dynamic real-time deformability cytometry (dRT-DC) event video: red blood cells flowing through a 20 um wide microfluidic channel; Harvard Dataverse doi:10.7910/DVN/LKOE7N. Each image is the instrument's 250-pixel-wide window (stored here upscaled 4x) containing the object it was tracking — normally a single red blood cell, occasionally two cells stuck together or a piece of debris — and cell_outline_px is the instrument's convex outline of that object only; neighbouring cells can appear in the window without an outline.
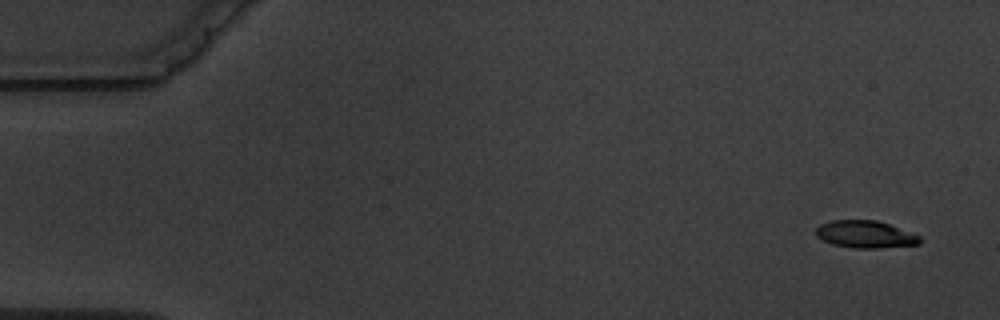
{"species": "common noctule bat (a hibernating species)", "species_latin": "Nyctalus noctula", "temperature_condition": "warm", "stored_images_in_passage": 4, "camera_frame_rate_fps": 3000, "um_per_image_px": 0.085, "animal": {"sex": "male", "body_mass_g": 19.5, "forearm_length_mm": 54.6}, "frame": {"image": 1, "passage_image": 1, "time_ms": 0.0, "image_size_px": [1000, 320], "cell_outline_px": [[920, 244], [880, 248], [856, 248], [832, 244], [816, 236], [816, 228], [820, 224], [832, 220], [876, 220], [888, 224], [920, 236]], "centroid_in_image_um": [73.53, 19.92], "position_along_channel_um": 11.5, "area_um2": 16.36}}
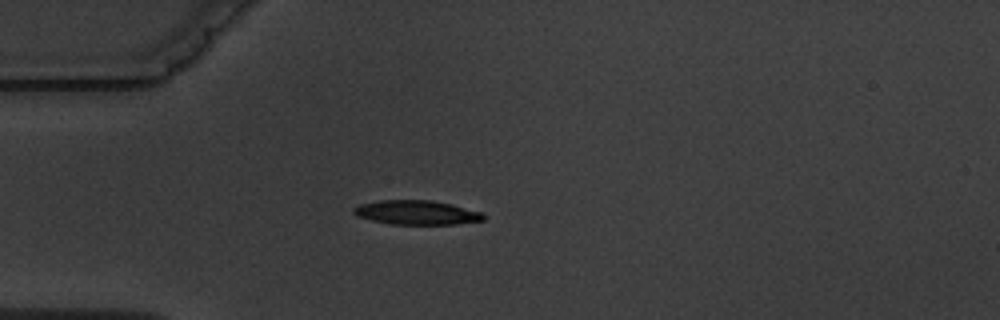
{"frame": {"image": 2, "passage_image": 4, "time_ms": 4.333, "image_size_px": [1000, 320], "cell_outline_px": [[484, 220], [456, 224], [392, 224], [372, 220], [356, 216], [352, 212], [352, 208], [360, 204], [380, 200], [432, 200], [452, 204], [484, 212]], "centroid_in_image_um": [35.42, 18.06], "position_along_channel_um": 49.6, "area_um2": 18.44}}